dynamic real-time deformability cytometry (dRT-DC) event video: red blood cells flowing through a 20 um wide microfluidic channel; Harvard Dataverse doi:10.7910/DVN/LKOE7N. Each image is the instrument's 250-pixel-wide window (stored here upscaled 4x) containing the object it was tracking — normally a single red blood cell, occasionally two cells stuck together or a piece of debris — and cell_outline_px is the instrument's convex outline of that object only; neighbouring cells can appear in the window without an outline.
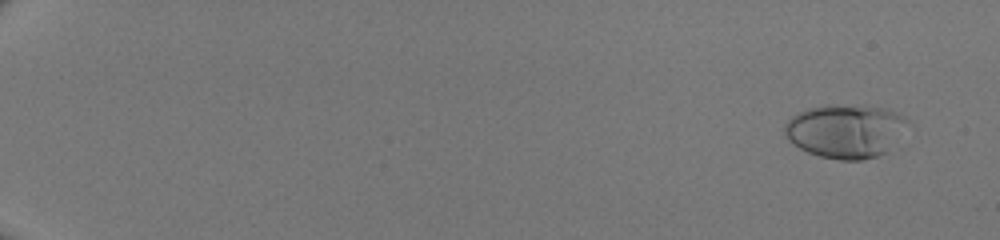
{"species": "human", "species_latin": "Homo sapiens", "temperature_condition": "room temperature", "stored_images_in_passage": 49, "camera_frame_rate_fps": 3000, "um_per_image_px": 0.085, "donor": {"sex": "male"}, "frame": {"image": 1, "passage_image": 2, "time_ms": 0.333, "image_size_px": [1000, 240], "cell_outline_px": [[908, 120], [888, 152], [876, 156], [860, 160], [840, 160], [820, 156], [808, 152], [792, 144], [784, 136], [784, 124], [792, 116], [808, 108], [824, 104], [836, 104], [888, 108], [904, 116]], "centroid_in_image_um": [71.82, 11.12], "position_along_channel_um": 13.2, "area_um2": 38.44}}
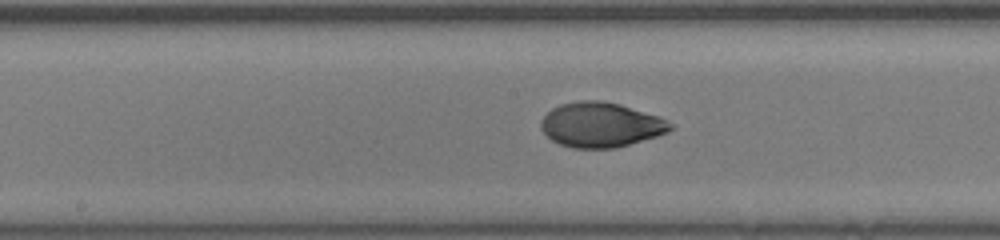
{"frame": {"image": 2, "passage_image": 29, "time_ms": 9.333, "image_size_px": [1000, 240], "cell_outline_px": [[672, 128], [668, 132], [656, 136], [616, 148], [572, 148], [560, 144], [552, 140], [540, 128], [540, 120], [552, 108], [560, 104], [580, 100], [600, 100], [620, 104], [660, 116], [668, 120], [672, 124]], "centroid_in_image_um": [51.07, 10.6], "position_along_channel_um": 197.1, "area_um2": 33.87}}
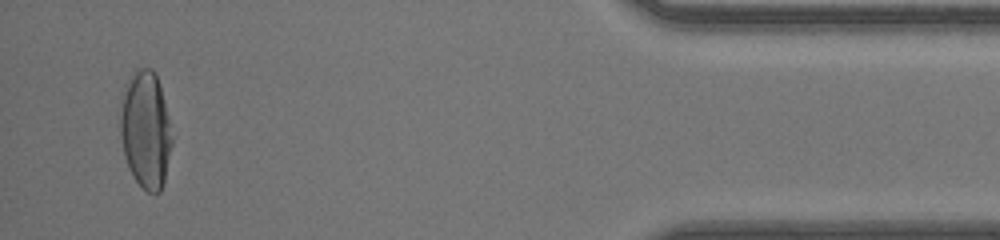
{"frame": {"image": 3, "passage_image": 48, "time_ms": 15.667, "image_size_px": [1000, 240], "cell_outline_px": [[172, 144], [164, 180], [160, 192], [148, 192], [136, 180], [124, 156], [120, 136], [120, 100], [128, 80], [136, 68], [152, 68], [156, 72], [160, 84], [168, 116], [172, 136]], "centroid_in_image_um": [12.37, 10.98], "position_along_channel_um": 422.8, "area_um2": 35.26}}